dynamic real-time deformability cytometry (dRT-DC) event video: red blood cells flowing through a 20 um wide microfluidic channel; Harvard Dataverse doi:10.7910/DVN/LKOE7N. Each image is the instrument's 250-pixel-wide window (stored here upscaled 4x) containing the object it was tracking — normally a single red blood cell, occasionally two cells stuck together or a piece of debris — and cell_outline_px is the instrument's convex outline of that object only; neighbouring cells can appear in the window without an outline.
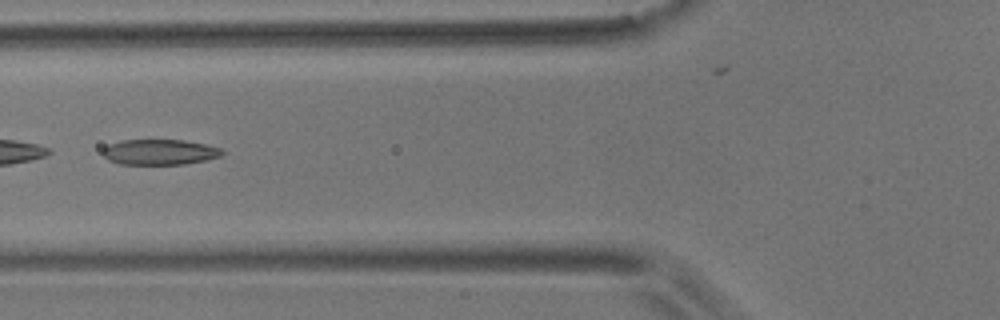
{"species": "common noctule bat (a hibernating species)", "species_latin": "Nyctalus noctula", "temperature_condition": "room temperature", "stored_images_in_passage": 7, "camera_frame_rate_fps": 3000, "um_per_image_px": 0.085, "animal": {"sex": "male", "body_mass_g": 17.9}, "frame": {"image": 1, "passage_image": 6, "time_ms": 1.667, "image_size_px": [1000, 320], "cell_outline_px": [[224, 152], [220, 156], [204, 160], [184, 164], [120, 164], [108, 160], [100, 152], [108, 144], [120, 140], [184, 140], [204, 144], [220, 148]], "centroid_in_image_um": [13.51, 12.92], "position_along_channel_um": 112.3, "area_um2": 17.69}}
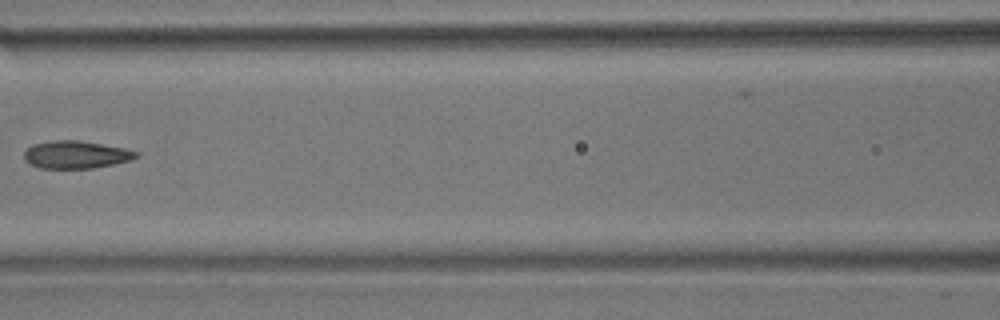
{"frame": {"image": 2, "passage_image": 7, "time_ms": 2.0, "image_size_px": [1000, 320], "cell_outline_px": [[140, 156], [132, 160], [92, 168], [40, 168], [28, 164], [24, 160], [24, 152], [32, 144], [56, 140], [76, 140], [124, 148], [140, 152]], "centroid_in_image_um": [6.45, 13.15], "position_along_channel_um": 160.1, "area_um2": 18.03}}